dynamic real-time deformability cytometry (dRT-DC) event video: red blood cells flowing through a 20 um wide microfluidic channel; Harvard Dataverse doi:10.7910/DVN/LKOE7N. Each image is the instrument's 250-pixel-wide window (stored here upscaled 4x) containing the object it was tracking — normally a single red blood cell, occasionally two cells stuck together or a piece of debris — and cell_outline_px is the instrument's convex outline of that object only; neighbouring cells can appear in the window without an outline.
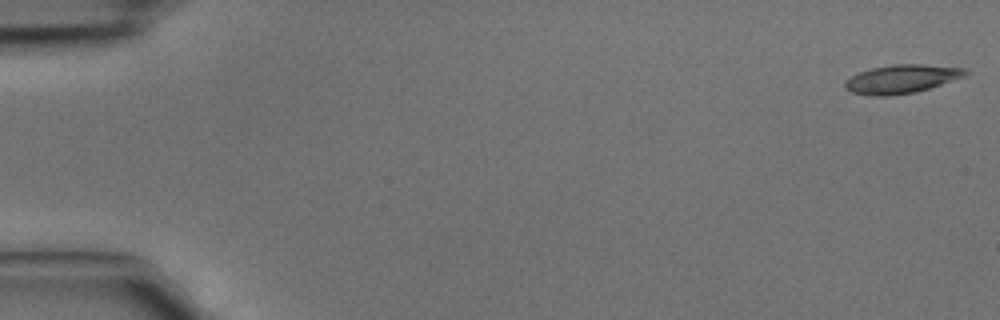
{"species": "common noctule bat (a hibernating species)", "species_latin": "Nyctalus noctula", "temperature_condition": "cold", "stored_images_in_passage": 5, "camera_frame_rate_fps": 3000, "um_per_image_px": 0.085, "animal": {"sex": "male", "body_mass_g": 15.6}, "frame": {"image": 1, "passage_image": 1, "time_ms": 0.0, "image_size_px": [1000, 320], "cell_outline_px": [[968, 72], [964, 76], [928, 88], [912, 92], [888, 96], [868, 96], [852, 92], [844, 88], [844, 80], [860, 72], [872, 68], [892, 64], [924, 64], [964, 68]], "centroid_in_image_um": [76.57, 6.71], "position_along_channel_um": 8.4, "area_um2": 19.83}}
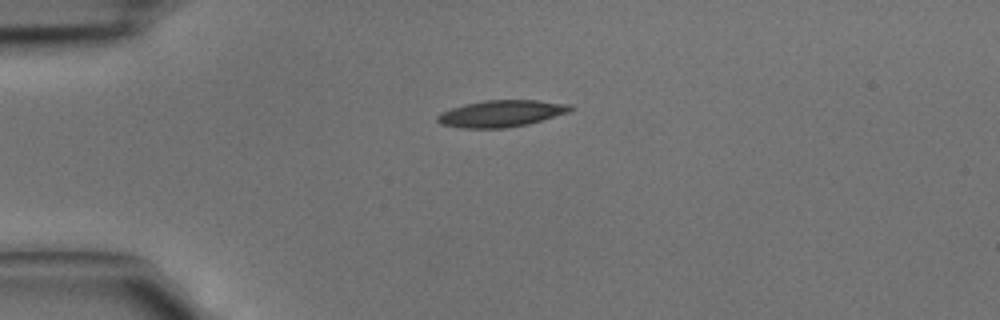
{"frame": {"image": 2, "passage_image": 4, "time_ms": 1.0, "image_size_px": [1000, 320], "cell_outline_px": [[576, 108], [568, 112], [528, 124], [504, 128], [460, 128], [440, 124], [436, 120], [436, 116], [440, 112], [464, 104], [484, 100], [536, 100], [568, 104]], "centroid_in_image_um": [42.56, 9.65], "position_along_channel_um": 42.4, "area_um2": 20.69}}
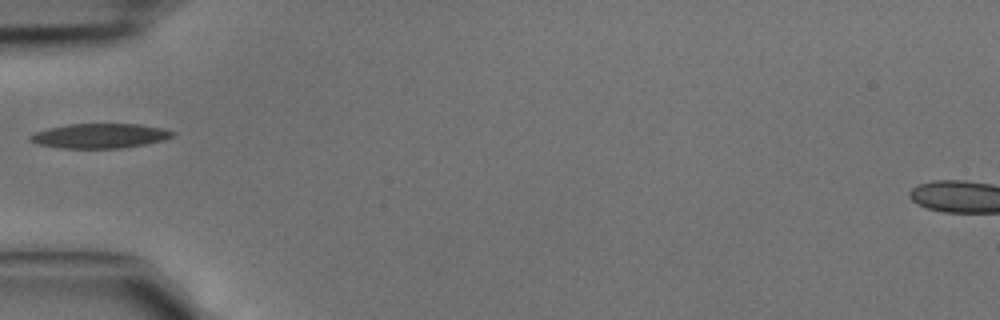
{"frame": {"image": 3, "passage_image": 5, "time_ms": 1.333, "image_size_px": [1000, 320], "cell_outline_px": [[176, 136], [164, 140], [144, 144], [120, 148], [60, 148], [40, 144], [28, 140], [28, 136], [36, 132], [48, 128], [68, 124], [140, 124], [164, 128], [176, 132]], "centroid_in_image_um": [8.53, 11.54], "position_along_channel_um": 76.5, "area_um2": 20.52}}